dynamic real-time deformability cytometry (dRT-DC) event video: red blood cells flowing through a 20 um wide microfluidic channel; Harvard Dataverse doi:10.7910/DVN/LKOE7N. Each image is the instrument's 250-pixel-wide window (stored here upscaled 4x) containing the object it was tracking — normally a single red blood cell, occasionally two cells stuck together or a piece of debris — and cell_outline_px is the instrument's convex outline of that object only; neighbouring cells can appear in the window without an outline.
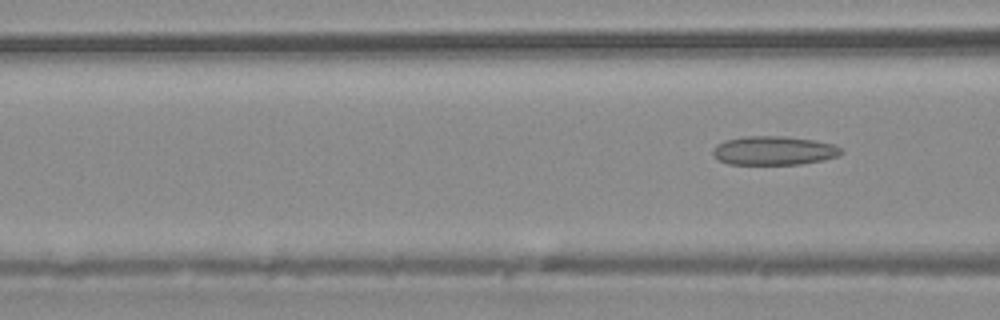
{"species": "common noctule bat (a hibernating species)", "species_latin": "Nyctalus noctula", "temperature_condition": "warm", "stored_images_in_passage": 5, "segment_of_instrument_passage": [2, 2], "camera_frame_rate_fps": 3000, "um_per_image_px": 0.085, "animal": {"sex": "male", "body_mass_g": 20.4}, "frame": {"image": 1, "passage_image": 5, "time_ms": 5.333, "image_size_px": [1000, 320], "cell_outline_px": [[844, 152], [836, 156], [824, 160], [800, 164], [728, 164], [720, 160], [712, 152], [716, 144], [724, 140], [744, 136], [784, 136], [812, 140], [832, 144], [840, 148]], "centroid_in_image_um": [65.76, 12.8], "position_along_channel_um": 100.8, "area_um2": 21.44}}